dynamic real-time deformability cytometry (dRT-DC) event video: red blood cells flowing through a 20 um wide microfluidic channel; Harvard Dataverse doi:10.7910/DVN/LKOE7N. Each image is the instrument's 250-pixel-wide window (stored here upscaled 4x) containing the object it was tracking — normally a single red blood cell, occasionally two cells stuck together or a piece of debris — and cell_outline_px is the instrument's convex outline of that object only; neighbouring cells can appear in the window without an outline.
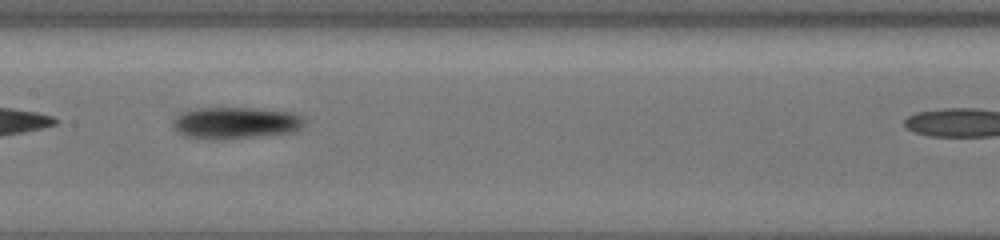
{"species": "common noctule bat (a hibernating species)", "species_latin": "Nyctalus noctula", "temperature_condition": "cold", "stored_images_in_passage": 28, "camera_frame_rate_fps": 3000, "um_per_image_px": 0.085, "animal": {"sex": "female", "body_mass_g": 19.5, "forearm_length_mm": 54.1}, "frame": {"image": 1, "passage_image": 9, "time_ms": 2.667, "image_size_px": [1000, 240], "cell_outline_px": [[304, 124], [296, 132], [224, 140], [216, 140], [184, 136], [172, 124], [172, 120], [180, 112], [200, 108], [256, 108], [288, 112], [300, 116], [304, 120]], "centroid_in_image_um": [20.01, 10.46], "position_along_channel_um": 187.4, "area_um2": 24.39}}